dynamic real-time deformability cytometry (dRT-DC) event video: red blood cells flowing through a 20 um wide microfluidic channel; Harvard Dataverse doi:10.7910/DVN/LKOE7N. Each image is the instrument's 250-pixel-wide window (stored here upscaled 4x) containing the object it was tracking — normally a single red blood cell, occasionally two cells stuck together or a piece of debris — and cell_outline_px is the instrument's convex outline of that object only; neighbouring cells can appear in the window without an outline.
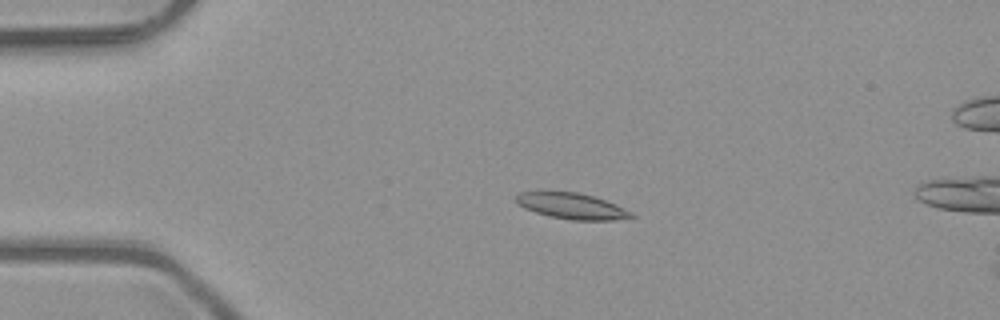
{"species": "common noctule bat (a hibernating species)", "species_latin": "Nyctalus noctula", "temperature_condition": "room temperature", "stored_images_in_passage": 5, "camera_frame_rate_fps": 3000, "um_per_image_px": 0.085, "animal": {"sex": "male", "body_mass_g": 23.1, "forearm_length_mm": 52.7}, "frame": {"image": 1, "passage_image": 4, "time_ms": 1.0, "image_size_px": [1000, 320], "cell_outline_px": [[636, 216], [612, 220], [572, 220], [548, 216], [524, 208], [516, 204], [516, 196], [520, 192], [576, 192], [592, 196], [616, 204], [632, 212]], "centroid_in_image_um": [48.59, 17.52], "position_along_channel_um": 36.4, "area_um2": 17.22}}